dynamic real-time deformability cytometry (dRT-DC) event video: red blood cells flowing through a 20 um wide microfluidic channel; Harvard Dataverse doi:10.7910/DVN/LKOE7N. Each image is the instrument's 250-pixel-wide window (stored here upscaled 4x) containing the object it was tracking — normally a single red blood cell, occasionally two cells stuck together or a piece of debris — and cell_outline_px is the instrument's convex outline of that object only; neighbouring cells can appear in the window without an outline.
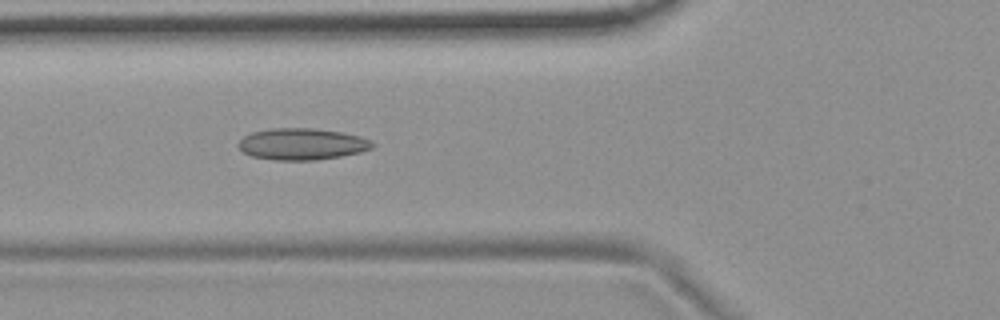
{"species": "common noctule bat (a hibernating species)", "species_latin": "Nyctalus noctula", "temperature_condition": "room temperature", "stored_images_in_passage": 2, "camera_frame_rate_fps": 3000, "um_per_image_px": 0.085, "animal": {"sex": "female", "body_mass_g": 19.9}, "frame": {"image": 1, "passage_image": 2, "time_ms": 0.333, "image_size_px": [1000, 320], "cell_outline_px": [[376, 144], [372, 148], [360, 152], [340, 156], [316, 160], [272, 160], [252, 156], [244, 152], [236, 144], [244, 136], [252, 132], [272, 128], [312, 128], [340, 132], [360, 136], [372, 140]], "centroid_in_image_um": [25.68, 12.24], "position_along_channel_um": 100.1, "area_um2": 24.68}}